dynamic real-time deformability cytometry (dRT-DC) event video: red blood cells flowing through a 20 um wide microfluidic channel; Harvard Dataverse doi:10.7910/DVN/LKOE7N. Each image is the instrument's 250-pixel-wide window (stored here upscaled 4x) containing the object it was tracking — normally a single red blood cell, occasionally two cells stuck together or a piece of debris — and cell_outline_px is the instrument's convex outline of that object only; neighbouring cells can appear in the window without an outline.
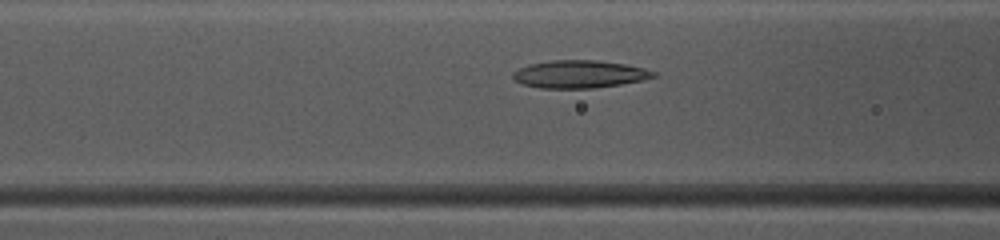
{"species": "common noctule bat (a hibernating species)", "species_latin": "Nyctalus noctula", "temperature_condition": "warm", "stored_images_in_passage": 42, "camera_frame_rate_fps": 3000, "um_per_image_px": 0.085, "animal": {"sex": "female", "body_mass_g": 10.0, "forearm_length_mm": 53.1}, "frame": {"image": 1, "passage_image": 20, "time_ms": 6.333, "image_size_px": [1000, 240], "cell_outline_px": [[656, 76], [644, 80], [620, 84], [592, 88], [540, 88], [524, 84], [516, 80], [512, 76], [512, 72], [528, 64], [552, 60], [596, 60], [624, 64], [644, 68], [656, 72]], "centroid_in_image_um": [49.26, 6.3], "position_along_channel_um": 117.3, "area_um2": 22.54}}
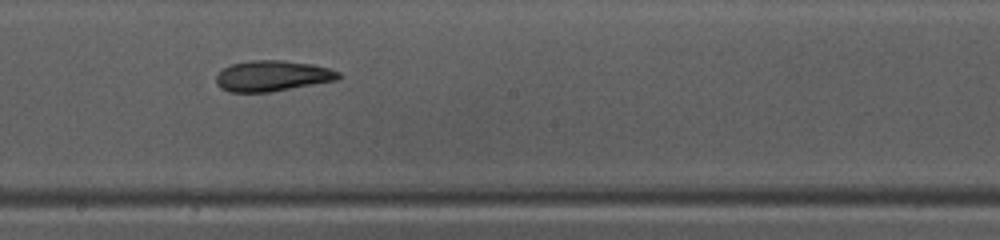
{"frame": {"image": 2, "passage_image": 28, "time_ms": 9.0, "image_size_px": [1000, 240], "cell_outline_px": [[344, 76], [336, 80], [272, 92], [228, 92], [220, 88], [216, 84], [216, 76], [224, 68], [232, 64], [248, 60], [284, 60], [312, 64], [328, 68], [340, 72]], "centroid_in_image_um": [23.16, 6.45], "position_along_channel_um": 225.0, "area_um2": 22.08}}
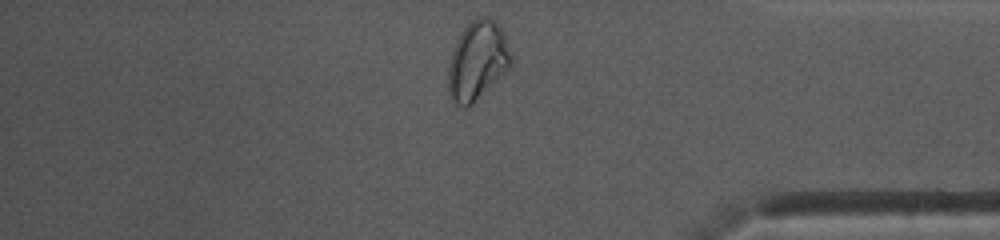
{"frame": {"image": 3, "passage_image": 42, "time_ms": 13.667, "image_size_px": [1000, 240], "cell_outline_px": [[512, 64], [468, 108], [464, 108], [456, 104], [452, 100], [448, 92], [448, 64], [456, 40], [464, 28], [472, 20], [480, 16], [488, 16], [500, 28], [504, 36], [512, 56]], "centroid_in_image_um": [40.55, 5.17], "position_along_channel_um": 394.7, "area_um2": 28.5}, "authors_computed_cell_mechanics": {"area_um2": 23.2934, "velocity_mm_per_s": 4.0318, "shape_relaxation_time_tau1_ms": 10.7641, "shape_relaxation_time_tau2_ms": 3.5234, "deformation_change_tau1": 0.2614, "deformation_change_tau2": 0.1039}}